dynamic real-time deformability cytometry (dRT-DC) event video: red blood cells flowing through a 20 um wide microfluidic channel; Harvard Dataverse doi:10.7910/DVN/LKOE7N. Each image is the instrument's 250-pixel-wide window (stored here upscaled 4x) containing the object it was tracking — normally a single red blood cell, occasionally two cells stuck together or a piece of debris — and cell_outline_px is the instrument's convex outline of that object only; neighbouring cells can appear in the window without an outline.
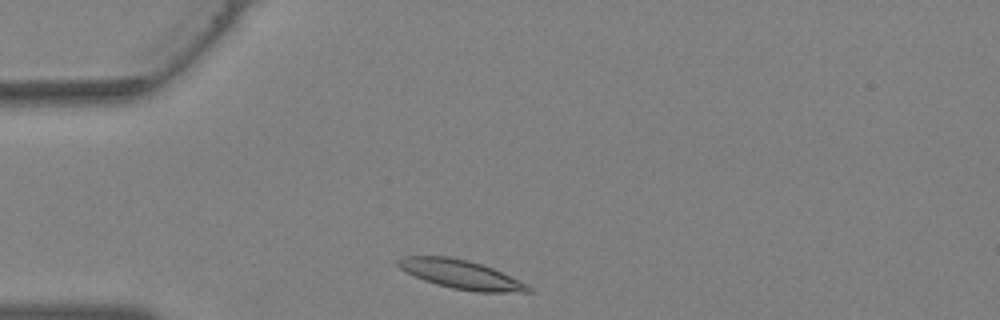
{"species": "Egyptian fruit bat (a non-hibernating species)", "species_latin": "Rousettus aegyptiacus", "temperature_condition": "warm", "stored_images_in_passage": 22, "camera_frame_rate_fps": 3000, "um_per_image_px": 0.085, "animal": {"sex": "female"}, "frame": {"image": 1, "passage_image": 1, "time_ms": 0.0, "image_size_px": [1000, 320], "cell_outline_px": [[532, 292], [476, 292], [452, 288], [436, 284], [424, 280], [400, 268], [396, 264], [396, 260], [404, 256], [448, 256], [468, 260], [492, 268], [528, 284], [532, 288]], "centroid_in_image_um": [39.19, 23.33], "position_along_channel_um": 45.8, "area_um2": 21.73}}
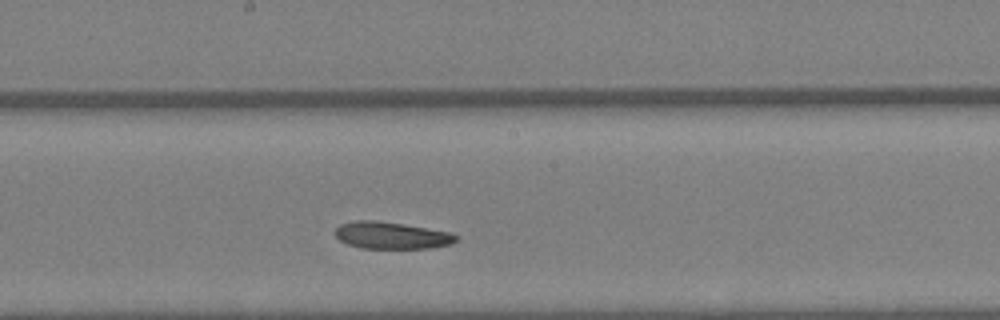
{"frame": {"image": 2, "passage_image": 12, "time_ms": 3.667, "image_size_px": [1000, 320], "cell_outline_px": [[460, 236], [452, 244], [432, 248], [360, 248], [348, 244], [340, 240], [336, 236], [336, 228], [340, 224], [356, 220], [376, 220], [452, 232]], "centroid_in_image_um": [33.31, 20.01], "position_along_channel_um": 214.9, "area_um2": 19.02}}
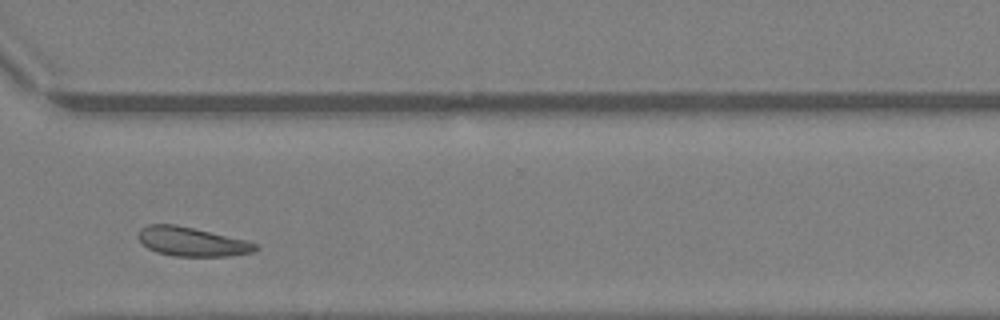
{"frame": {"image": 3, "passage_image": 20, "time_ms": 6.333, "image_size_px": [1000, 320], "cell_outline_px": [[260, 248], [252, 252], [228, 256], [176, 256], [156, 252], [148, 248], [136, 236], [140, 228], [148, 224], [176, 224], [244, 240], [260, 244]], "centroid_in_image_um": [16.29, 20.54], "position_along_channel_um": 354.3, "area_um2": 19.77}}